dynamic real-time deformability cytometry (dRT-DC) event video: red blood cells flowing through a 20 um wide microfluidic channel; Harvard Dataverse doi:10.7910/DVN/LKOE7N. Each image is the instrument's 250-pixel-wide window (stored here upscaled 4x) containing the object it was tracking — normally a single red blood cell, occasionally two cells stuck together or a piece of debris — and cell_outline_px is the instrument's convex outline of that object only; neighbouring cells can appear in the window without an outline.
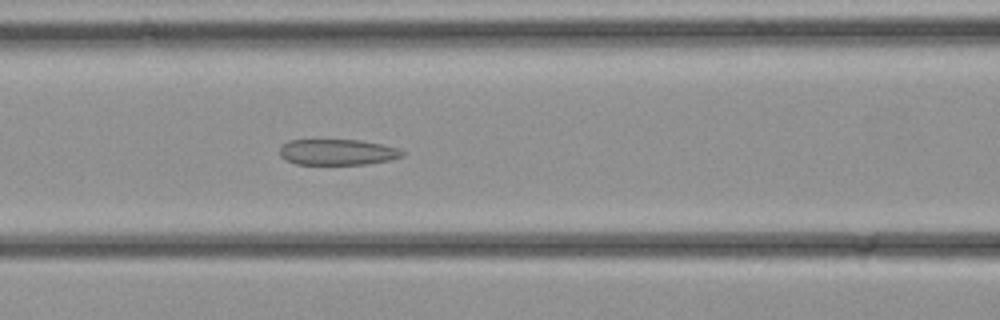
{"species": "common noctule bat (a hibernating species)", "species_latin": "Nyctalus noctula", "temperature_condition": "cold", "stored_images_in_passage": 34, "camera_frame_rate_fps": 3000, "um_per_image_px": 0.085, "animal": {"sex": "female", "body_mass_g": 21.9}, "frame": {"image": 1, "passage_image": 14, "time_ms": 4.333, "image_size_px": [1000, 320], "cell_outline_px": [[404, 156], [388, 160], [368, 164], [296, 164], [284, 160], [280, 156], [280, 144], [288, 140], [360, 140], [380, 144], [396, 148], [404, 152]], "centroid_in_image_um": [28.62, 12.93], "position_along_channel_um": 138.0, "area_um2": 18.5}}
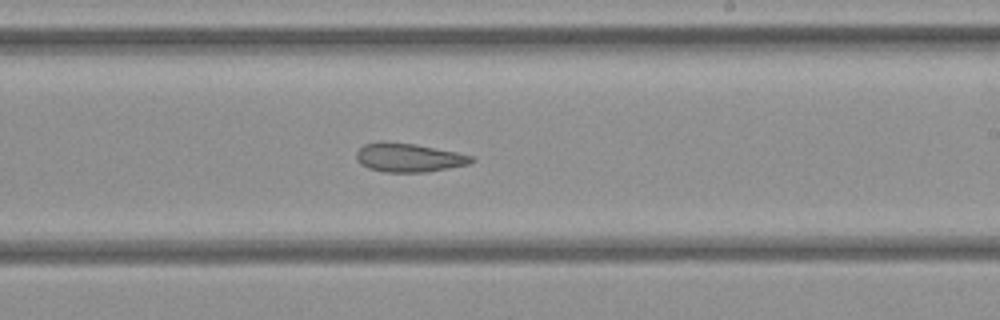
{"frame": {"image": 2, "passage_image": 20, "time_ms": 6.333, "image_size_px": [1000, 320], "cell_outline_px": [[476, 160], [468, 164], [428, 172], [384, 172], [368, 168], [360, 164], [356, 160], [356, 152], [364, 144], [380, 140], [384, 140], [416, 144], [476, 156]], "centroid_in_image_um": [34.73, 13.38], "position_along_channel_um": 254.3, "area_um2": 19.65}}
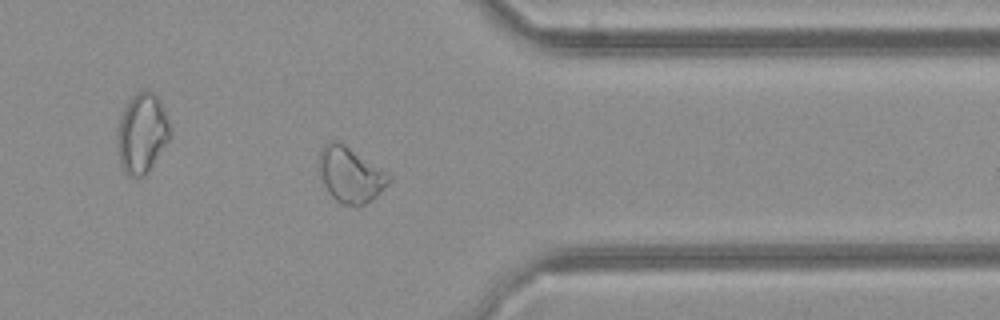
{"frame": {"image": 3, "passage_image": 27, "time_ms": 8.667, "image_size_px": [1000, 320], "cell_outline_px": [[392, 180], [372, 200], [364, 204], [340, 204], [328, 192], [320, 176], [320, 148], [324, 144], [332, 140], [336, 140], [344, 144], [392, 176]], "centroid_in_image_um": [29.78, 14.85], "position_along_channel_um": 381.6, "area_um2": 22.14}}